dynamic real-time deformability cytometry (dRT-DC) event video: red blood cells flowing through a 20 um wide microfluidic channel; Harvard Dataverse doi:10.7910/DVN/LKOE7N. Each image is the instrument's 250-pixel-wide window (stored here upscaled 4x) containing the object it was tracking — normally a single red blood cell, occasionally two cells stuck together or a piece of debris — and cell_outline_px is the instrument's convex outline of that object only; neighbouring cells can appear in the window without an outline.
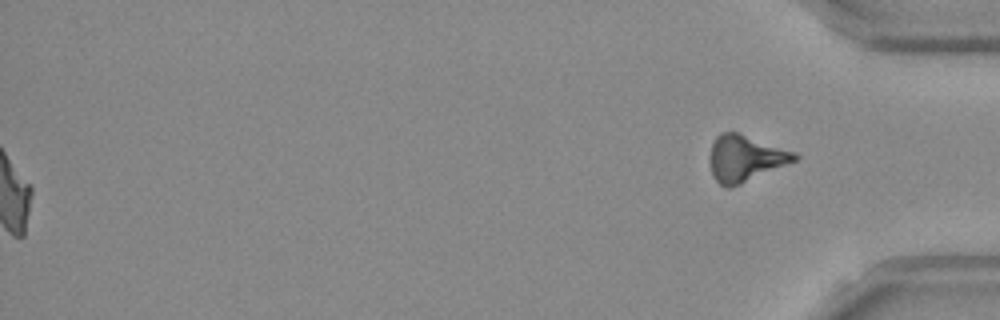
{"species": "Egyptian fruit bat (a non-hibernating species)", "species_latin": "Rousettus aegyptiacus", "temperature_condition": "room temperature", "stored_images_in_passage": 43, "segment_of_instrument_passage": [2, 2], "camera_frame_rate_fps": 3000, "um_per_image_px": 0.085, "frame": {"image": 1, "passage_image": 43, "time_ms": 14.0, "image_size_px": [1000, 320], "cell_outline_px": [[800, 156], [796, 160], [740, 184], [728, 188], [720, 184], [712, 176], [708, 160], [708, 156], [712, 144], [716, 136], [720, 132], [736, 132], [796, 152]], "centroid_in_image_um": [63.3, 13.45], "position_along_channel_um": 371.9, "area_um2": 22.77}}